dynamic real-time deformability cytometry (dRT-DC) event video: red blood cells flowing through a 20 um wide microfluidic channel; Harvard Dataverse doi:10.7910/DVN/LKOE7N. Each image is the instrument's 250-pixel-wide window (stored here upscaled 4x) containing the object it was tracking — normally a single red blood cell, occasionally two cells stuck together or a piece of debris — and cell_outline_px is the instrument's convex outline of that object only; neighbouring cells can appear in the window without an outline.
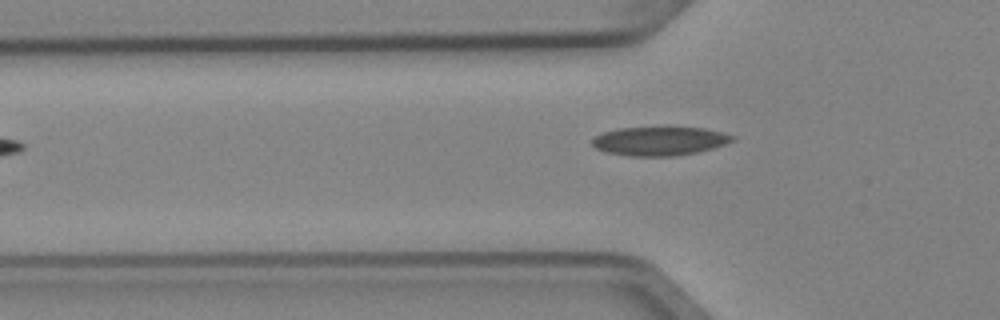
{"species": "Egyptian fruit bat (a non-hibernating species)", "species_latin": "Rousettus aegyptiacus", "temperature_condition": "cold", "stored_images_in_passage": 5, "camera_frame_rate_fps": 3000, "um_per_image_px": 0.085, "animal": {"sex": "female"}, "frame": {"image": 1, "passage_image": 5, "time_ms": 1.333, "image_size_px": [1000, 320], "cell_outline_px": [[736, 140], [712, 148], [696, 152], [676, 156], [628, 156], [604, 152], [596, 148], [592, 144], [592, 136], [604, 132], [620, 128], [704, 128], [736, 136]], "centroid_in_image_um": [56.03, 12.0], "position_along_channel_um": 69.8, "area_um2": 23.41}}